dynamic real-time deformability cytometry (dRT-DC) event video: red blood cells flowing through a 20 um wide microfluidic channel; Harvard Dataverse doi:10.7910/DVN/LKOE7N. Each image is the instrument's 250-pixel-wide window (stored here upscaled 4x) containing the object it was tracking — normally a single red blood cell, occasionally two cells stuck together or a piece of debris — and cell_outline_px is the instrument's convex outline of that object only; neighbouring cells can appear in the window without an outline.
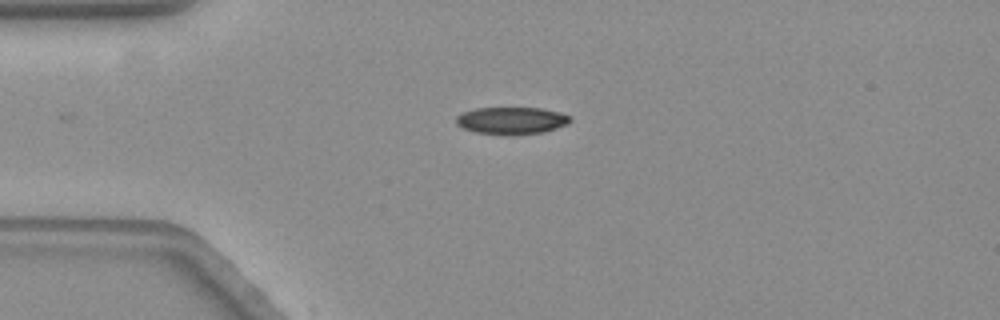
{"species": "common noctule bat (a hibernating species)", "species_latin": "Nyctalus noctula", "temperature_condition": "warm", "stored_images_in_passage": 4, "camera_frame_rate_fps": 3000, "um_per_image_px": 0.085, "animal": {"sex": "female", "body_mass_g": 19.3, "forearm_length_mm": 54.1}, "frame": {"image": 1, "passage_image": 1, "time_ms": 0.0, "image_size_px": [1000, 320], "cell_outline_px": [[568, 120], [564, 124], [540, 132], [476, 132], [464, 128], [456, 124], [456, 116], [464, 112], [476, 108], [540, 108], [560, 112], [568, 116]], "centroid_in_image_um": [43.39, 10.19], "position_along_channel_um": 41.6, "area_um2": 16.76}}